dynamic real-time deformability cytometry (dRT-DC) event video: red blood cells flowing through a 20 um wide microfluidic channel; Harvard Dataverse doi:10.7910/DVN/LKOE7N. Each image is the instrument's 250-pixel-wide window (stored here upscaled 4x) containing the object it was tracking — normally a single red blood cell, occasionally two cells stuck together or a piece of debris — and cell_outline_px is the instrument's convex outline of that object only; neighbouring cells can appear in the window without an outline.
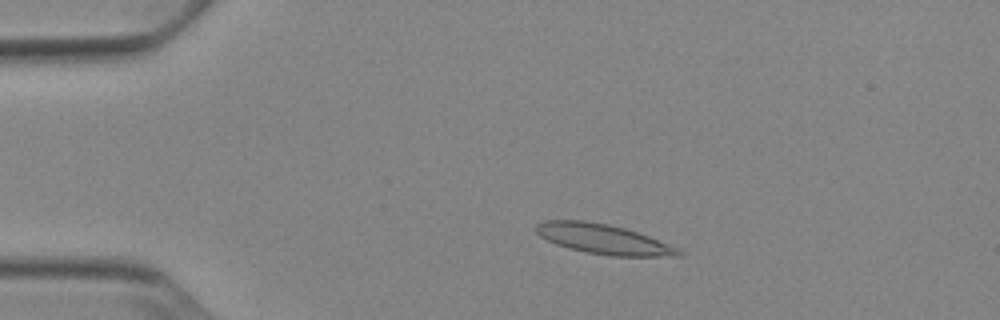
{"species": "Egyptian fruit bat (a non-hibernating species)", "species_latin": "Rousettus aegyptiacus", "temperature_condition": "cold", "stored_images_in_passage": 51, "camera_frame_rate_fps": 3000, "um_per_image_px": 0.085, "animal": {"sex": "female"}, "frame": {"image": 1, "passage_image": 9, "time_ms": 2.667, "image_size_px": [1000, 320], "cell_outline_px": [[684, 256], [612, 256], [588, 252], [568, 248], [556, 244], [540, 236], [536, 232], [536, 224], [544, 220], [584, 220], [608, 224], [624, 228], [648, 236], [676, 248], [684, 252]], "centroid_in_image_um": [51.26, 20.32], "position_along_channel_um": 33.7, "area_um2": 24.51}}
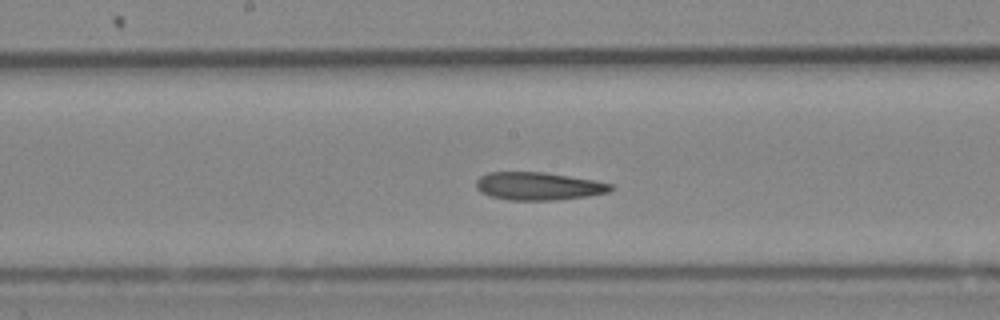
{"frame": {"image": 2, "passage_image": 26, "time_ms": 8.333, "image_size_px": [1000, 320], "cell_outline_px": [[616, 188], [608, 192], [588, 196], [556, 200], [508, 200], [492, 196], [480, 192], [476, 188], [476, 180], [480, 176], [488, 172], [544, 172], [592, 180], [612, 184]], "centroid_in_image_um": [45.76, 15.82], "position_along_channel_um": 202.4, "area_um2": 21.85}}
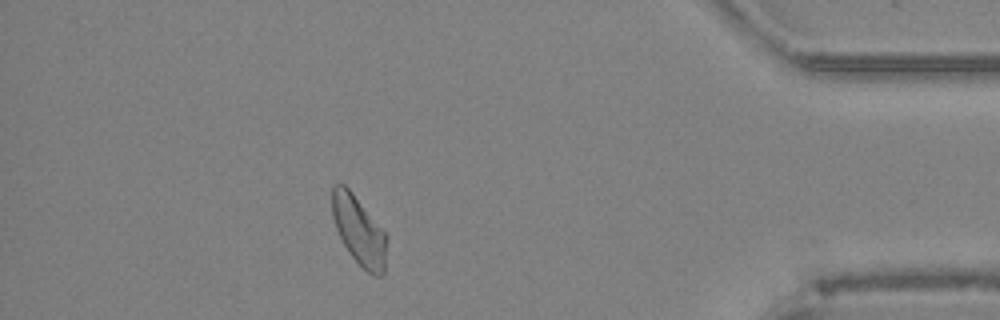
{"frame": {"image": 3, "passage_image": 45, "time_ms": 14.667, "image_size_px": [1000, 320], "cell_outline_px": [[388, 236], [384, 272], [380, 276], [372, 276], [348, 252], [336, 228], [332, 216], [332, 184], [344, 184], [352, 192]], "centroid_in_image_um": [30.52, 19.6], "position_along_channel_um": 404.7, "area_um2": 21.73}, "authors_computed_cell_mechanics": {"area_um2": 22.5998, "velocity_mm_per_s": 3.8528, "shape_relaxation_time_tau1_ms": null, "shape_relaxation_time_tau2_ms": 5.2223, "deformation_change_tau1": null, "deformation_change_tau2": 0.1433}}